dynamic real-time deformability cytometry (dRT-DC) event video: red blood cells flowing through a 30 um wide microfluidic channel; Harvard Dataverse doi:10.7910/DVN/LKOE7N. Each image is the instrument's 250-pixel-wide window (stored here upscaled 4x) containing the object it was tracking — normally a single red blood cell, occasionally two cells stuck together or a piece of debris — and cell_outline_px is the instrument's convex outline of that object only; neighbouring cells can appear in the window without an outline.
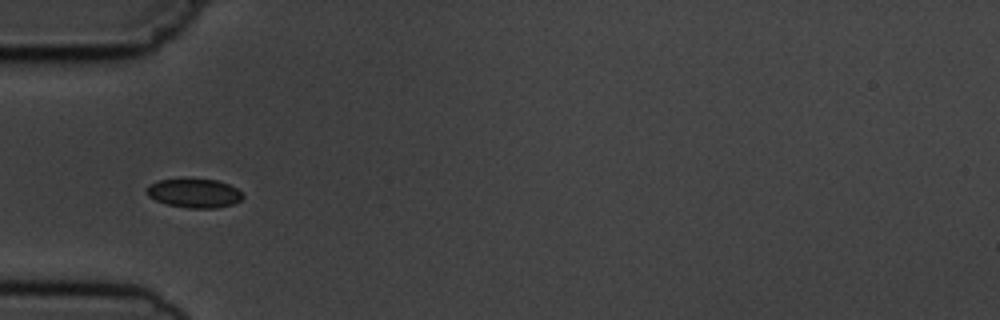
{"species": "common noctule bat (a hibernating species)", "species_latin": "Nyctalus noctula", "temperature_condition": "cold", "stored_images_in_passage": 6, "camera_frame_rate_fps": 3000, "um_per_image_px": 0.085, "animal": {"sex": "male", "body_mass_g": 19.5, "forearm_length_mm": 54.6}, "frame": {"image": 1, "passage_image": 1, "time_ms": 0.0, "image_size_px": [1000, 320], "cell_outline_px": [[244, 196], [240, 200], [232, 204], [216, 208], [188, 208], [168, 204], [156, 200], [148, 196], [148, 184], [160, 180], [184, 176], [188, 176], [216, 180], [228, 184], [244, 192]], "centroid_in_image_um": [16.52, 16.37], "position_along_channel_um": 68.5, "area_um2": 16.76}}
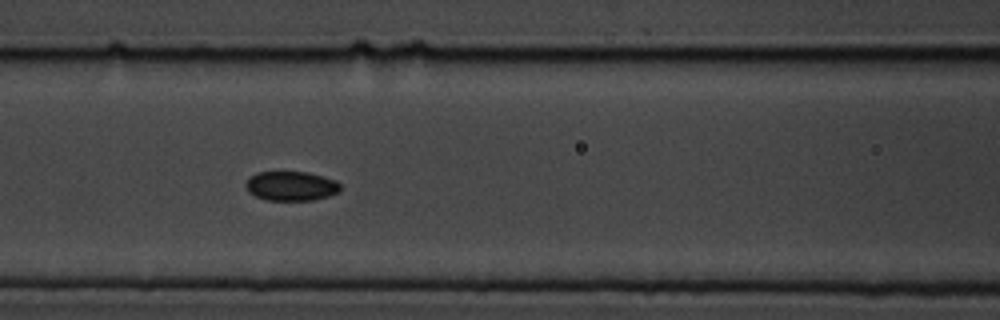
{"frame": {"image": 2, "passage_image": 3, "time_ms": 2.0, "image_size_px": [1000, 320], "cell_outline_px": [[340, 188], [336, 192], [328, 196], [312, 200], [264, 200], [248, 192], [244, 184], [256, 172], [308, 172], [336, 180], [340, 184]], "centroid_in_image_um": [24.72, 15.81], "position_along_channel_um": 141.9, "area_um2": 16.13}}
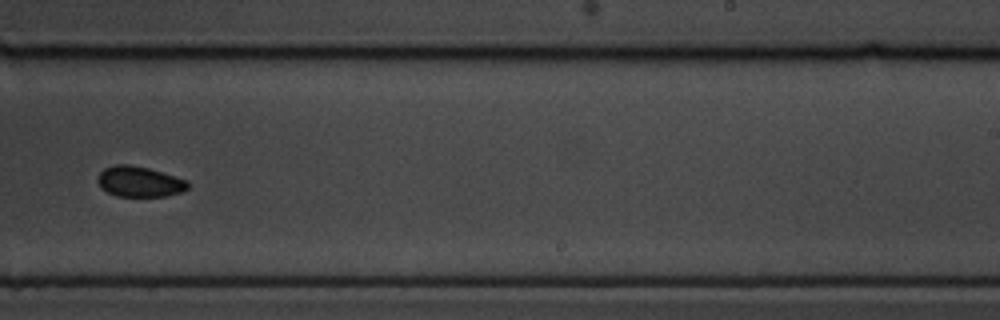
{"frame": {"image": 3, "passage_image": 6, "time_ms": 5.667, "image_size_px": [1000, 320], "cell_outline_px": [[188, 188], [184, 192], [168, 196], [116, 196], [100, 188], [96, 180], [100, 172], [104, 168], [116, 164], [128, 164], [148, 168], [188, 180]], "centroid_in_image_um": [11.85, 15.44], "position_along_channel_um": 277.2, "area_um2": 16.18}}